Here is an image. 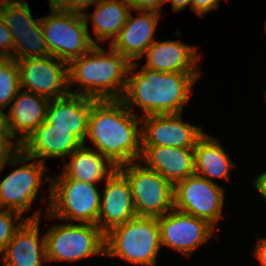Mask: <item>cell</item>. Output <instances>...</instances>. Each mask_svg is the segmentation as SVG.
Here are the masks:
<instances>
[{
    "mask_svg": "<svg viewBox=\"0 0 266 266\" xmlns=\"http://www.w3.org/2000/svg\"><path fill=\"white\" fill-rule=\"evenodd\" d=\"M21 89L51 99L70 94L68 64L53 56L16 60Z\"/></svg>",
    "mask_w": 266,
    "mask_h": 266,
    "instance_id": "7c38bea8",
    "label": "cell"
},
{
    "mask_svg": "<svg viewBox=\"0 0 266 266\" xmlns=\"http://www.w3.org/2000/svg\"><path fill=\"white\" fill-rule=\"evenodd\" d=\"M4 59V57L0 56V62Z\"/></svg>",
    "mask_w": 266,
    "mask_h": 266,
    "instance_id": "8d00e7d4",
    "label": "cell"
},
{
    "mask_svg": "<svg viewBox=\"0 0 266 266\" xmlns=\"http://www.w3.org/2000/svg\"><path fill=\"white\" fill-rule=\"evenodd\" d=\"M131 63L121 101L133 113L139 106L143 116L179 114L189 101L200 73L160 72Z\"/></svg>",
    "mask_w": 266,
    "mask_h": 266,
    "instance_id": "7a4b0ae2",
    "label": "cell"
},
{
    "mask_svg": "<svg viewBox=\"0 0 266 266\" xmlns=\"http://www.w3.org/2000/svg\"><path fill=\"white\" fill-rule=\"evenodd\" d=\"M130 5L125 0H98L93 14L84 12L85 23H93V29L96 39L109 42L118 36L121 28L125 25L130 14Z\"/></svg>",
    "mask_w": 266,
    "mask_h": 266,
    "instance_id": "d4e9b609",
    "label": "cell"
},
{
    "mask_svg": "<svg viewBox=\"0 0 266 266\" xmlns=\"http://www.w3.org/2000/svg\"><path fill=\"white\" fill-rule=\"evenodd\" d=\"M137 18L130 13L118 36L110 46L130 63L144 56L147 48L155 41L154 34L159 22L160 12L136 10Z\"/></svg>",
    "mask_w": 266,
    "mask_h": 266,
    "instance_id": "2e32d148",
    "label": "cell"
},
{
    "mask_svg": "<svg viewBox=\"0 0 266 266\" xmlns=\"http://www.w3.org/2000/svg\"><path fill=\"white\" fill-rule=\"evenodd\" d=\"M39 224L40 218L23 222L0 255L3 266H43V261L47 262L45 236L40 237Z\"/></svg>",
    "mask_w": 266,
    "mask_h": 266,
    "instance_id": "ac0fdd59",
    "label": "cell"
},
{
    "mask_svg": "<svg viewBox=\"0 0 266 266\" xmlns=\"http://www.w3.org/2000/svg\"><path fill=\"white\" fill-rule=\"evenodd\" d=\"M69 156L71 159L63 165L62 171L68 178L97 184L106 181L117 170V166L107 157L86 144Z\"/></svg>",
    "mask_w": 266,
    "mask_h": 266,
    "instance_id": "603a6c76",
    "label": "cell"
},
{
    "mask_svg": "<svg viewBox=\"0 0 266 266\" xmlns=\"http://www.w3.org/2000/svg\"><path fill=\"white\" fill-rule=\"evenodd\" d=\"M14 138L9 128L7 114L0 109V141H9L19 151L21 150V144L18 141H12Z\"/></svg>",
    "mask_w": 266,
    "mask_h": 266,
    "instance_id": "4dcf8cb0",
    "label": "cell"
},
{
    "mask_svg": "<svg viewBox=\"0 0 266 266\" xmlns=\"http://www.w3.org/2000/svg\"><path fill=\"white\" fill-rule=\"evenodd\" d=\"M25 0H0V15L12 34L13 59L50 56L42 31V17L32 18Z\"/></svg>",
    "mask_w": 266,
    "mask_h": 266,
    "instance_id": "30bf717a",
    "label": "cell"
},
{
    "mask_svg": "<svg viewBox=\"0 0 266 266\" xmlns=\"http://www.w3.org/2000/svg\"><path fill=\"white\" fill-rule=\"evenodd\" d=\"M117 169L130 185L137 216L158 218L174 208V186L159 173L139 161Z\"/></svg>",
    "mask_w": 266,
    "mask_h": 266,
    "instance_id": "ba28073f",
    "label": "cell"
},
{
    "mask_svg": "<svg viewBox=\"0 0 266 266\" xmlns=\"http://www.w3.org/2000/svg\"><path fill=\"white\" fill-rule=\"evenodd\" d=\"M21 89L16 60L4 58L0 62V109L4 110Z\"/></svg>",
    "mask_w": 266,
    "mask_h": 266,
    "instance_id": "484cf974",
    "label": "cell"
},
{
    "mask_svg": "<svg viewBox=\"0 0 266 266\" xmlns=\"http://www.w3.org/2000/svg\"><path fill=\"white\" fill-rule=\"evenodd\" d=\"M50 100L20 89L11 103L7 117L12 135L22 144L44 121Z\"/></svg>",
    "mask_w": 266,
    "mask_h": 266,
    "instance_id": "7402d4cb",
    "label": "cell"
},
{
    "mask_svg": "<svg viewBox=\"0 0 266 266\" xmlns=\"http://www.w3.org/2000/svg\"><path fill=\"white\" fill-rule=\"evenodd\" d=\"M143 67L160 72L199 73L197 47L178 41H154L145 51Z\"/></svg>",
    "mask_w": 266,
    "mask_h": 266,
    "instance_id": "44dd1931",
    "label": "cell"
},
{
    "mask_svg": "<svg viewBox=\"0 0 266 266\" xmlns=\"http://www.w3.org/2000/svg\"><path fill=\"white\" fill-rule=\"evenodd\" d=\"M13 45L12 34L0 15V56L13 59Z\"/></svg>",
    "mask_w": 266,
    "mask_h": 266,
    "instance_id": "f1b7e54d",
    "label": "cell"
},
{
    "mask_svg": "<svg viewBox=\"0 0 266 266\" xmlns=\"http://www.w3.org/2000/svg\"><path fill=\"white\" fill-rule=\"evenodd\" d=\"M133 10H153L160 12L166 0H125Z\"/></svg>",
    "mask_w": 266,
    "mask_h": 266,
    "instance_id": "1f68e13d",
    "label": "cell"
},
{
    "mask_svg": "<svg viewBox=\"0 0 266 266\" xmlns=\"http://www.w3.org/2000/svg\"><path fill=\"white\" fill-rule=\"evenodd\" d=\"M224 189L193 174L174 185V209L207 221L215 229L222 218Z\"/></svg>",
    "mask_w": 266,
    "mask_h": 266,
    "instance_id": "8fae6325",
    "label": "cell"
},
{
    "mask_svg": "<svg viewBox=\"0 0 266 266\" xmlns=\"http://www.w3.org/2000/svg\"><path fill=\"white\" fill-rule=\"evenodd\" d=\"M170 1L172 8L174 11H182L183 9L185 10V7L188 5L190 6L191 9V0H166V2Z\"/></svg>",
    "mask_w": 266,
    "mask_h": 266,
    "instance_id": "d590c367",
    "label": "cell"
},
{
    "mask_svg": "<svg viewBox=\"0 0 266 266\" xmlns=\"http://www.w3.org/2000/svg\"><path fill=\"white\" fill-rule=\"evenodd\" d=\"M157 221L161 247L168 246L186 257L206 243L216 230L207 221L174 208L158 217Z\"/></svg>",
    "mask_w": 266,
    "mask_h": 266,
    "instance_id": "4fadbf2b",
    "label": "cell"
},
{
    "mask_svg": "<svg viewBox=\"0 0 266 266\" xmlns=\"http://www.w3.org/2000/svg\"><path fill=\"white\" fill-rule=\"evenodd\" d=\"M38 218H41L40 210L36 211L34 215H31L29 217H22L20 213L13 210L0 209V255L5 250L6 246L14 236L17 229L23 224L26 219Z\"/></svg>",
    "mask_w": 266,
    "mask_h": 266,
    "instance_id": "4316f807",
    "label": "cell"
},
{
    "mask_svg": "<svg viewBox=\"0 0 266 266\" xmlns=\"http://www.w3.org/2000/svg\"><path fill=\"white\" fill-rule=\"evenodd\" d=\"M179 114L141 117L142 146L194 148L205 134L201 126L184 122Z\"/></svg>",
    "mask_w": 266,
    "mask_h": 266,
    "instance_id": "5bb4252c",
    "label": "cell"
},
{
    "mask_svg": "<svg viewBox=\"0 0 266 266\" xmlns=\"http://www.w3.org/2000/svg\"><path fill=\"white\" fill-rule=\"evenodd\" d=\"M6 165L16 166L17 169L0 182V209L7 207V210L23 215L24 212L31 210L32 202L41 190L47 168L43 162L27 156L22 150H19Z\"/></svg>",
    "mask_w": 266,
    "mask_h": 266,
    "instance_id": "9c48e42d",
    "label": "cell"
},
{
    "mask_svg": "<svg viewBox=\"0 0 266 266\" xmlns=\"http://www.w3.org/2000/svg\"><path fill=\"white\" fill-rule=\"evenodd\" d=\"M254 257L261 266H266V237L259 238L253 249Z\"/></svg>",
    "mask_w": 266,
    "mask_h": 266,
    "instance_id": "836d02e7",
    "label": "cell"
},
{
    "mask_svg": "<svg viewBox=\"0 0 266 266\" xmlns=\"http://www.w3.org/2000/svg\"><path fill=\"white\" fill-rule=\"evenodd\" d=\"M141 117L121 100H96L88 117L86 139L117 167L139 161L142 153Z\"/></svg>",
    "mask_w": 266,
    "mask_h": 266,
    "instance_id": "6da1fadb",
    "label": "cell"
},
{
    "mask_svg": "<svg viewBox=\"0 0 266 266\" xmlns=\"http://www.w3.org/2000/svg\"><path fill=\"white\" fill-rule=\"evenodd\" d=\"M139 162L159 173L173 186L195 174L194 148L142 146Z\"/></svg>",
    "mask_w": 266,
    "mask_h": 266,
    "instance_id": "e0dca14e",
    "label": "cell"
},
{
    "mask_svg": "<svg viewBox=\"0 0 266 266\" xmlns=\"http://www.w3.org/2000/svg\"><path fill=\"white\" fill-rule=\"evenodd\" d=\"M62 173V174H61ZM56 177L45 176L50 184L46 219H59L73 223L96 224L100 211L101 193L96 185L72 178L63 172Z\"/></svg>",
    "mask_w": 266,
    "mask_h": 266,
    "instance_id": "277c9868",
    "label": "cell"
},
{
    "mask_svg": "<svg viewBox=\"0 0 266 266\" xmlns=\"http://www.w3.org/2000/svg\"><path fill=\"white\" fill-rule=\"evenodd\" d=\"M98 0H54L50 7L66 12L83 14L84 10L95 4Z\"/></svg>",
    "mask_w": 266,
    "mask_h": 266,
    "instance_id": "83f0119b",
    "label": "cell"
},
{
    "mask_svg": "<svg viewBox=\"0 0 266 266\" xmlns=\"http://www.w3.org/2000/svg\"><path fill=\"white\" fill-rule=\"evenodd\" d=\"M235 163L216 139L206 133L197 141L194 147L195 174L210 182L212 178L230 180V171Z\"/></svg>",
    "mask_w": 266,
    "mask_h": 266,
    "instance_id": "cb8c5ba5",
    "label": "cell"
},
{
    "mask_svg": "<svg viewBox=\"0 0 266 266\" xmlns=\"http://www.w3.org/2000/svg\"><path fill=\"white\" fill-rule=\"evenodd\" d=\"M101 193L97 226L104 234L137 216L130 185L118 169L105 181Z\"/></svg>",
    "mask_w": 266,
    "mask_h": 266,
    "instance_id": "9a60e30c",
    "label": "cell"
},
{
    "mask_svg": "<svg viewBox=\"0 0 266 266\" xmlns=\"http://www.w3.org/2000/svg\"><path fill=\"white\" fill-rule=\"evenodd\" d=\"M18 150L9 141H0V172Z\"/></svg>",
    "mask_w": 266,
    "mask_h": 266,
    "instance_id": "d6a6232c",
    "label": "cell"
},
{
    "mask_svg": "<svg viewBox=\"0 0 266 266\" xmlns=\"http://www.w3.org/2000/svg\"><path fill=\"white\" fill-rule=\"evenodd\" d=\"M130 66L111 46L107 52L100 45H94L68 64L69 91L96 100H121ZM73 86L77 87L74 91Z\"/></svg>",
    "mask_w": 266,
    "mask_h": 266,
    "instance_id": "3957f363",
    "label": "cell"
},
{
    "mask_svg": "<svg viewBox=\"0 0 266 266\" xmlns=\"http://www.w3.org/2000/svg\"><path fill=\"white\" fill-rule=\"evenodd\" d=\"M83 144L70 130L54 129L53 125L44 121L21 144V150L45 164L44 158H65Z\"/></svg>",
    "mask_w": 266,
    "mask_h": 266,
    "instance_id": "ffe728a7",
    "label": "cell"
},
{
    "mask_svg": "<svg viewBox=\"0 0 266 266\" xmlns=\"http://www.w3.org/2000/svg\"><path fill=\"white\" fill-rule=\"evenodd\" d=\"M253 183L255 189L262 195V197L266 201V171L256 176Z\"/></svg>",
    "mask_w": 266,
    "mask_h": 266,
    "instance_id": "e575fe53",
    "label": "cell"
},
{
    "mask_svg": "<svg viewBox=\"0 0 266 266\" xmlns=\"http://www.w3.org/2000/svg\"><path fill=\"white\" fill-rule=\"evenodd\" d=\"M50 10L49 16L42 17V31L51 56L69 64L98 45L82 14Z\"/></svg>",
    "mask_w": 266,
    "mask_h": 266,
    "instance_id": "8992f818",
    "label": "cell"
},
{
    "mask_svg": "<svg viewBox=\"0 0 266 266\" xmlns=\"http://www.w3.org/2000/svg\"><path fill=\"white\" fill-rule=\"evenodd\" d=\"M219 2L220 0H191V10L202 18L205 13L218 10Z\"/></svg>",
    "mask_w": 266,
    "mask_h": 266,
    "instance_id": "f546056e",
    "label": "cell"
},
{
    "mask_svg": "<svg viewBox=\"0 0 266 266\" xmlns=\"http://www.w3.org/2000/svg\"><path fill=\"white\" fill-rule=\"evenodd\" d=\"M95 101L96 99L71 93L65 97L51 99L45 121L53 125L54 129L70 130L85 144L88 117Z\"/></svg>",
    "mask_w": 266,
    "mask_h": 266,
    "instance_id": "d6986e66",
    "label": "cell"
},
{
    "mask_svg": "<svg viewBox=\"0 0 266 266\" xmlns=\"http://www.w3.org/2000/svg\"><path fill=\"white\" fill-rule=\"evenodd\" d=\"M157 218L136 216L105 234V255L135 265L157 266L161 250Z\"/></svg>",
    "mask_w": 266,
    "mask_h": 266,
    "instance_id": "5b68a950",
    "label": "cell"
},
{
    "mask_svg": "<svg viewBox=\"0 0 266 266\" xmlns=\"http://www.w3.org/2000/svg\"><path fill=\"white\" fill-rule=\"evenodd\" d=\"M44 236L49 262H74L100 253L105 255V234L96 224H56Z\"/></svg>",
    "mask_w": 266,
    "mask_h": 266,
    "instance_id": "52a82bcc",
    "label": "cell"
}]
</instances>
